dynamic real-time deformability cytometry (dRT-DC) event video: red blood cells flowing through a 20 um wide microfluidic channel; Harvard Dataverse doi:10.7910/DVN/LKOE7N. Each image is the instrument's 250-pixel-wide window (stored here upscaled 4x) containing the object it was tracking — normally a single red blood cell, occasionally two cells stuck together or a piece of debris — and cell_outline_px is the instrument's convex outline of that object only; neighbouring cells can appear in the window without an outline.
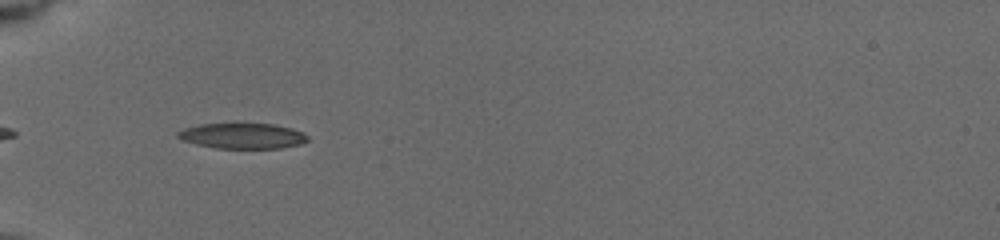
{"species": "common noctule bat (a hibernating species)", "species_latin": "Nyctalus noctula", "temperature_condition": "cold", "stored_images_in_passage": 48, "camera_frame_rate_fps": 3000, "um_per_image_px": 0.085, "animal": {"sex": "female", "body_mass_g": 19.5, "forearm_length_mm": 54.1}, "frame": {"image": 1, "passage_image": 3, "time_ms": 0.667, "image_size_px": [1000, 240], "cell_outline_px": [[308, 140], [300, 144], [280, 148], [216, 148], [196, 144], [184, 140], [176, 136], [176, 132], [184, 128], [200, 124], [232, 120], [236, 120], [272, 124], [292, 128], [304, 132], [308, 136]], "centroid_in_image_um": [20.59, 11.49], "position_along_channel_um": 64.4, "area_um2": 20.29}}
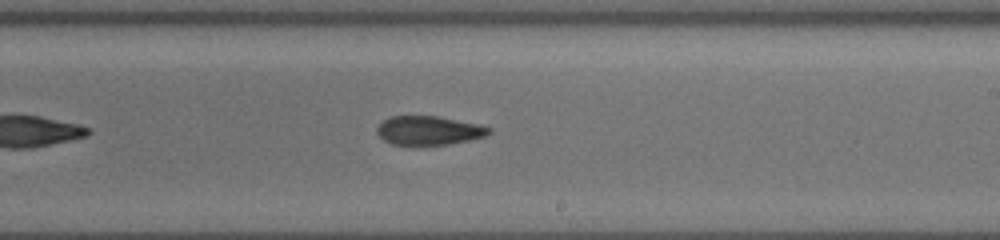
{"frame": {"image": 2, "passage_image": 23, "time_ms": 5.667, "image_size_px": [1000, 240], "cell_outline_px": [[492, 132], [484, 136], [468, 140], [448, 144], [392, 144], [384, 140], [376, 132], [376, 128], [384, 120], [392, 116], [436, 116], [476, 124], [492, 128]], "centroid_in_image_um": [36.43, 11.08], "position_along_channel_um": 252.6, "area_um2": 18.44}}
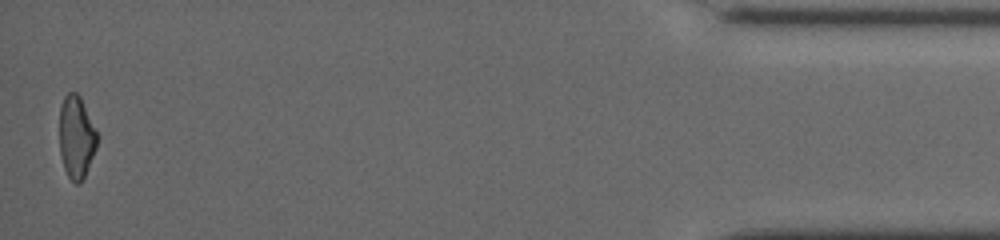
{"frame": {"image": 3, "passage_image": 48, "time_ms": 12.0, "image_size_px": [1000, 240], "cell_outline_px": [[96, 148], [84, 180], [80, 184], [76, 184], [68, 176], [64, 168], [60, 152], [60, 104], [64, 96], [68, 92], [76, 92], [80, 96], [96, 132]], "centroid_in_image_um": [6.47, 11.68], "position_along_channel_um": 428.7, "area_um2": 17.98}, "authors_computed_cell_mechanics": {"area_um2": 19.3919, "velocity_mm_per_s": 3.9325, "shape_relaxation_time_tau1_ms": 11.3954, "shape_relaxation_time_tau2_ms": 4.3664, "deformation_change_tau1": 0.3055, "deformation_change_tau2": 0.1303}}